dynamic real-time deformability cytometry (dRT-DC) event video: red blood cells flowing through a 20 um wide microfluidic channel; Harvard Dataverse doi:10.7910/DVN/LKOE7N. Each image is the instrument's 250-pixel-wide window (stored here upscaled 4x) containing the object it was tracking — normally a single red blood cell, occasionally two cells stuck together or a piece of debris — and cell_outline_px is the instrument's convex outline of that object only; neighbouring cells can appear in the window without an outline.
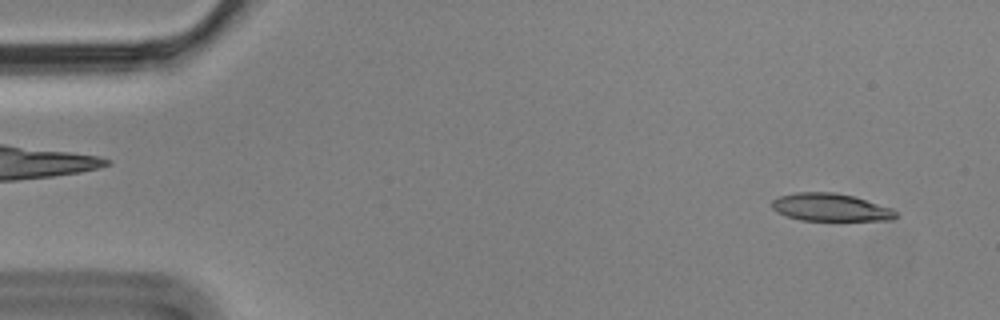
{"species": "Egyptian fruit bat (a non-hibernating species)", "species_latin": "Rousettus aegyptiacus", "temperature_condition": "cold", "stored_images_in_passage": 6, "segment_of_instrument_passage": [2, 2], "camera_frame_rate_fps": 3000, "um_per_image_px": 0.085, "animal": {"sex": "male"}, "frame": {"image": 1, "passage_image": 6, "time_ms": 1.667, "image_size_px": [1000, 320], "cell_outline_px": [[900, 216], [892, 220], [800, 220], [776, 212], [772, 208], [772, 200], [780, 196], [796, 192], [836, 192], [852, 196], [892, 208]], "centroid_in_image_um": [70.6, 17.62], "position_along_channel_um": 14.4, "area_um2": 19.94}}